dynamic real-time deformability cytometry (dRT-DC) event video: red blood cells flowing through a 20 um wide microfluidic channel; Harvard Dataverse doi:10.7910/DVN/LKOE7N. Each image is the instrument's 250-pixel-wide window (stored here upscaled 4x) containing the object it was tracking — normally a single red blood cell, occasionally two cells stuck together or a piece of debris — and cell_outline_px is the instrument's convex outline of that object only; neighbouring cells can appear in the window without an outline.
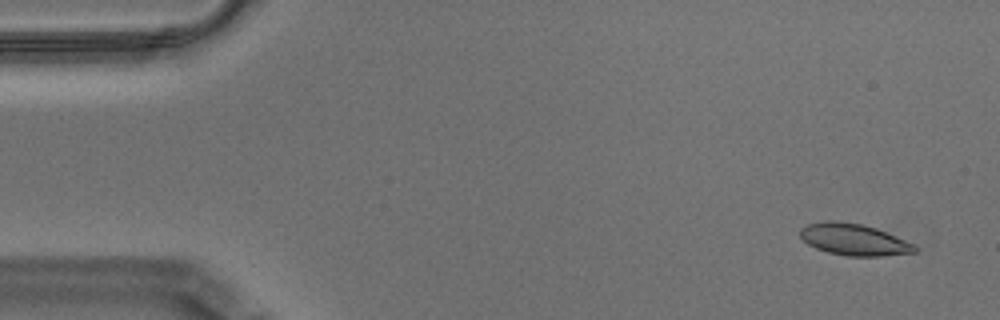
{"species": "Egyptian fruit bat (a non-hibernating species)", "species_latin": "Rousettus aegyptiacus", "temperature_condition": "warm", "stored_images_in_passage": 55, "camera_frame_rate_fps": 3000, "um_per_image_px": 0.085, "animal": {"sex": "male"}, "frame": {"image": 1, "passage_image": 1, "time_ms": 0.0, "image_size_px": [1000, 320], "cell_outline_px": [[920, 248], [916, 252], [880, 256], [848, 256], [828, 252], [816, 248], [808, 244], [800, 236], [800, 228], [808, 224], [824, 220], [836, 220], [860, 224], [876, 228], [916, 244]], "centroid_in_image_um": [72.6, 20.36], "position_along_channel_um": 12.4, "area_um2": 21.21}}
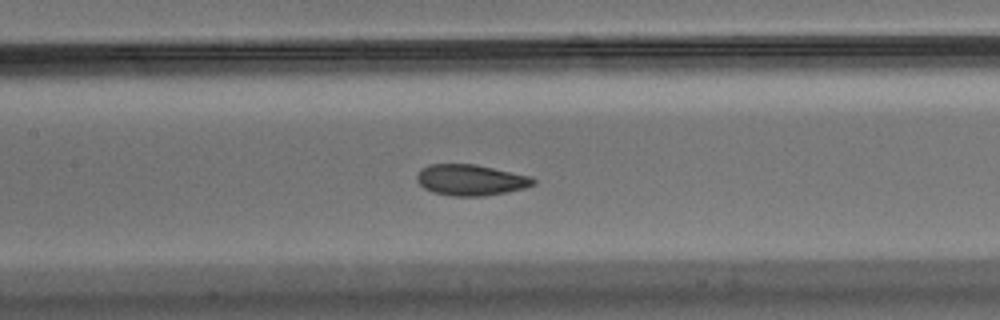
{"frame": {"image": 2, "passage_image": 24, "time_ms": 7.667, "image_size_px": [1000, 320], "cell_outline_px": [[536, 184], [524, 188], [508, 192], [484, 196], [452, 196], [432, 192], [424, 188], [416, 180], [416, 176], [420, 168], [428, 164], [476, 164], [532, 176], [536, 180]], "centroid_in_image_um": [40.02, 15.29], "position_along_channel_um": 167.4, "area_um2": 21.33}}
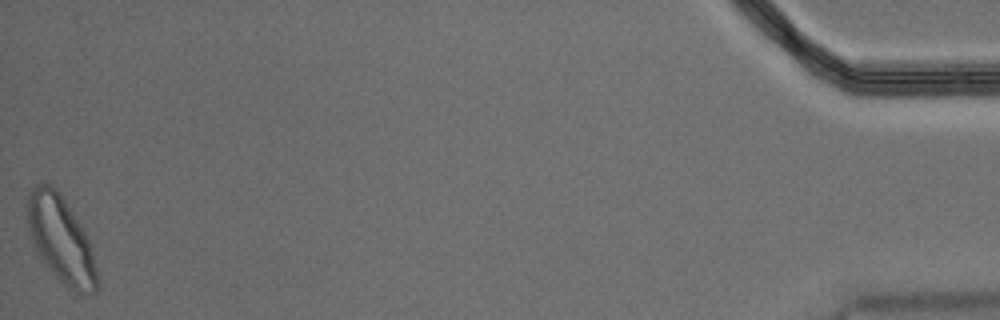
{"frame": {"image": 3, "passage_image": 55, "time_ms": 18.0, "image_size_px": [1000, 320], "cell_outline_px": [[100, 288], [96, 292], [80, 296], [68, 288], [60, 280], [36, 252], [32, 240], [28, 224], [28, 192], [36, 184], [48, 184], [56, 188], [60, 192], [84, 228], [92, 252]], "centroid_in_image_um": [5.22, 20.38], "position_along_channel_um": 430.0, "area_um2": 35.08}, "authors_computed_cell_mechanics": {"area_um2": 21.386, "velocity_mm_per_s": 3.4896, "shape_relaxation_time_tau1_ms": 4.9061, "shape_relaxation_time_tau2_ms": 1.5619, "deformation_change_tau1": 0.134, "deformation_change_tau2": 0.0706}}